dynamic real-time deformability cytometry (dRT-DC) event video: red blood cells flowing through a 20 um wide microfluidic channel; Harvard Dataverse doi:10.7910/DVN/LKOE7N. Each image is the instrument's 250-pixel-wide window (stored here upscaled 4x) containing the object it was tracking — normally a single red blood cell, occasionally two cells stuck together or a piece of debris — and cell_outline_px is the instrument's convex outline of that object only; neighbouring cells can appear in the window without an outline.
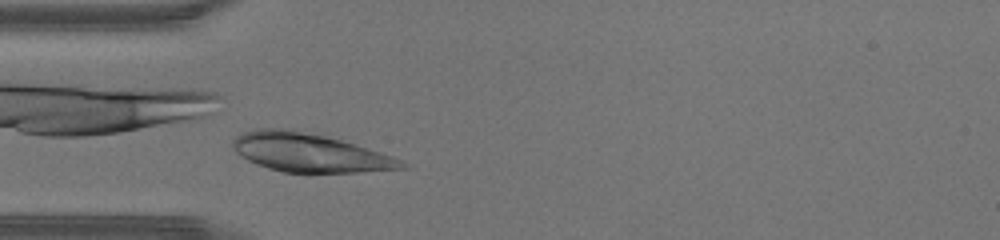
{"species": "human", "species_latin": "Homo sapiens", "temperature_condition": "warm", "stored_images_in_passage": 26, "camera_frame_rate_fps": 3000, "um_per_image_px": 0.085, "donor": {"sex": "male"}, "frame": {"image": 1, "passage_image": 4, "time_ms": 1.0, "image_size_px": [1000, 240], "cell_outline_px": [[408, 168], [356, 172], [284, 172], [268, 168], [256, 164], [240, 156], [232, 148], [232, 140], [240, 132], [256, 128], [284, 128], [324, 136], [340, 140], [380, 152], [392, 156], [408, 164]], "centroid_in_image_um": [26.24, 12.97], "position_along_channel_um": 58.8, "area_um2": 37.74}}
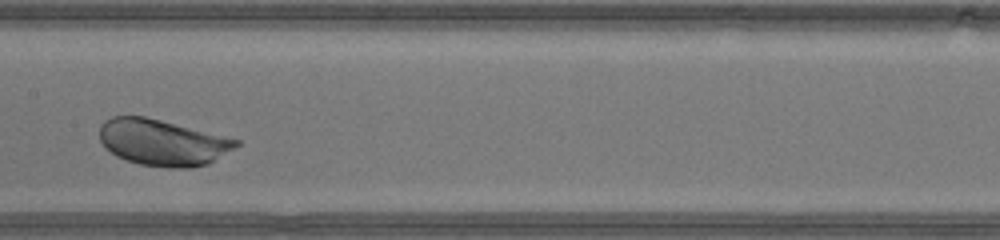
{"frame": {"image": 2, "passage_image": 13, "time_ms": 4.0, "image_size_px": [1000, 240], "cell_outline_px": [[240, 144], [208, 164], [192, 168], [168, 168], [140, 164], [116, 156], [100, 140], [100, 124], [104, 120], [112, 116], [144, 116], [240, 140]], "centroid_in_image_um": [13.8, 12.11], "position_along_channel_um": 193.6, "area_um2": 36.41}}
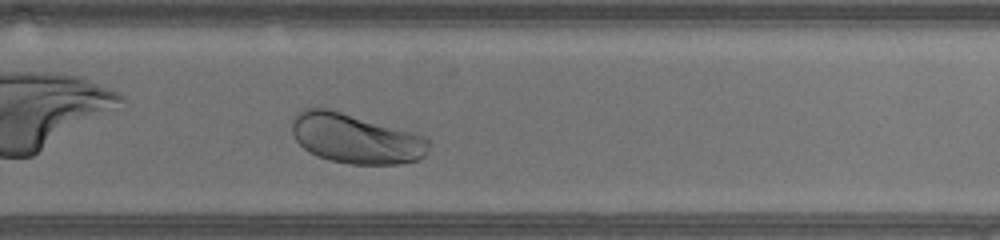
{"frame": {"image": 3, "passage_image": 20, "time_ms": 6.333, "image_size_px": [1000, 240], "cell_outline_px": [[432, 144], [424, 156], [420, 160], [400, 164], [352, 164], [328, 160], [316, 156], [308, 152], [296, 140], [292, 132], [292, 120], [296, 112], [300, 108], [328, 108], [412, 132], [424, 136], [432, 140]], "centroid_in_image_um": [30.23, 11.78], "position_along_channel_um": 299.6, "area_um2": 40.0}}